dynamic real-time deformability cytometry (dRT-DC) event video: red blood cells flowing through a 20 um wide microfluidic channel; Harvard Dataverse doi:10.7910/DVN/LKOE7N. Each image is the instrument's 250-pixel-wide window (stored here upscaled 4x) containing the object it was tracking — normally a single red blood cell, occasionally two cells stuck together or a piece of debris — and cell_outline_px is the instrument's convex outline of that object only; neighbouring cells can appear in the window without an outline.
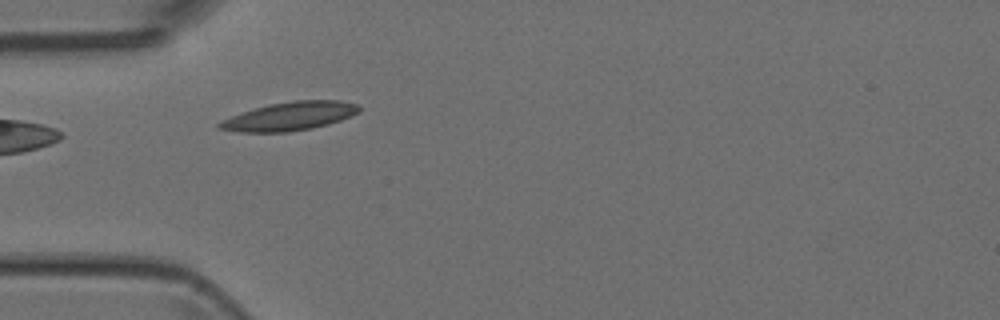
{"species": "Egyptian fruit bat (a non-hibernating species)", "species_latin": "Rousettus aegyptiacus", "temperature_condition": "room temperature", "stored_images_in_passage": 5, "camera_frame_rate_fps": 3000, "um_per_image_px": 0.085, "animal": {"sex": "female"}, "frame": {"image": 1, "passage_image": 3, "time_ms": 3.0, "image_size_px": [1000, 320], "cell_outline_px": [[360, 112], [352, 116], [328, 124], [312, 128], [288, 132], [240, 132], [216, 128], [216, 124], [232, 116], [268, 104], [296, 100], [340, 100], [356, 104], [360, 108]], "centroid_in_image_um": [24.65, 9.88], "position_along_channel_um": 60.3, "area_um2": 23.06}}
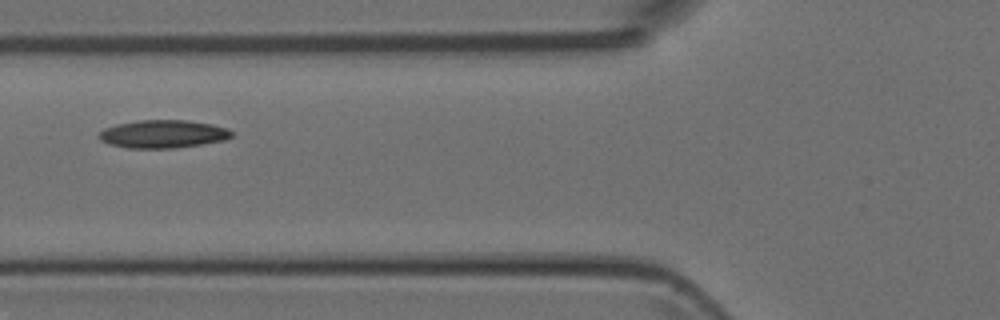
{"frame": {"image": 2, "passage_image": 4, "time_ms": 4.333, "image_size_px": [1000, 320], "cell_outline_px": [[232, 136], [224, 140], [176, 148], [128, 148], [108, 144], [100, 140], [96, 136], [104, 128], [116, 124], [136, 120], [188, 120], [212, 124], [228, 128], [232, 132]], "centroid_in_image_um": [13.82, 11.38], "position_along_channel_um": 112.0, "area_um2": 21.79}}
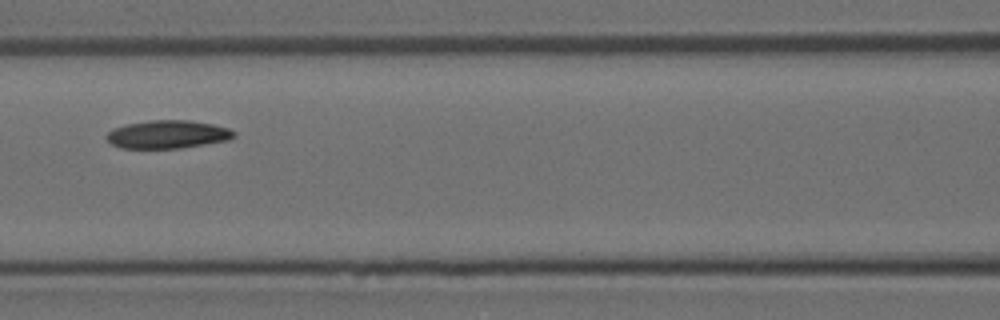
{"frame": {"image": 3, "passage_image": 5, "time_ms": 5.333, "image_size_px": [1000, 320], "cell_outline_px": [[236, 136], [228, 140], [180, 148], [120, 148], [112, 144], [104, 136], [112, 128], [128, 124], [152, 120], [188, 120], [212, 124], [228, 128], [236, 132]], "centroid_in_image_um": [14.24, 11.42], "position_along_channel_um": 152.4, "area_um2": 20.81}}